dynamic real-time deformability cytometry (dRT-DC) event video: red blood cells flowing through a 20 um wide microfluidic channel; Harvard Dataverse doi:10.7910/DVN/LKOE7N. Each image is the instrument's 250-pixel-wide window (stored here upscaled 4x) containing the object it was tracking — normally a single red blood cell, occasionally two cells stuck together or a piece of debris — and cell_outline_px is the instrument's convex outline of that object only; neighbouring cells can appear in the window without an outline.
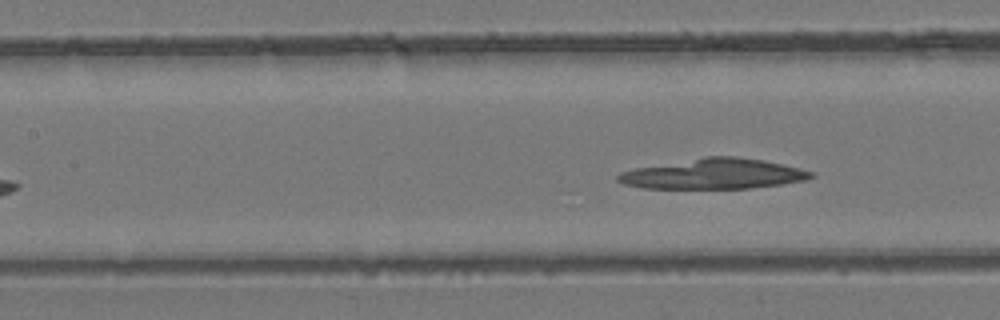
{"species": "common noctule bat (a hibernating species)", "species_latin": "Nyctalus noctula", "temperature_condition": "room temperature", "stored_images_in_passage": 5, "segment_of_instrument_passage": [2, 2], "camera_frame_rate_fps": 3000, "um_per_image_px": 0.085, "animal": {"sex": "female", "body_mass_g": 24.6, "forearm_length_mm": 56.2}, "frame": {"image": 1, "passage_image": 5, "time_ms": 4.667, "image_size_px": [1000, 320], "cell_outline_px": [[816, 176], [804, 180], [780, 184], [748, 188], [644, 188], [624, 184], [616, 180], [616, 176], [620, 172], [636, 168], [704, 156], [736, 156], [764, 160], [800, 168], [816, 172]], "centroid_in_image_um": [60.67, 14.77], "position_along_channel_um": 146.7, "area_um2": 34.04}}